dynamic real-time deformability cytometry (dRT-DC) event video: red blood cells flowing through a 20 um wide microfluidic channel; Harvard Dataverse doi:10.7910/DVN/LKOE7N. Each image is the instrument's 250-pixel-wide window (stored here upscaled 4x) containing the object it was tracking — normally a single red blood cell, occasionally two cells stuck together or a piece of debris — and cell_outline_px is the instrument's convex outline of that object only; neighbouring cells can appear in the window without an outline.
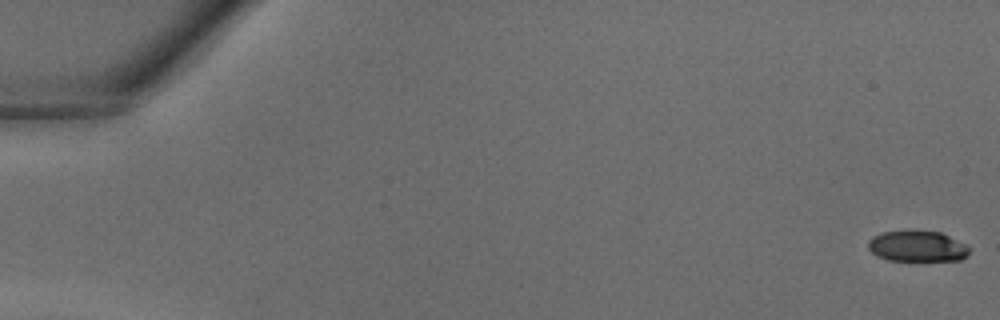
{"species": "common noctule bat (a hibernating species)", "species_latin": "Nyctalus noctula", "temperature_condition": "warm", "stored_images_in_passage": 40, "camera_frame_rate_fps": 3000, "um_per_image_px": 0.085, "animal": {"sex": "male", "body_mass_g": 18.8}, "frame": {"image": 1, "passage_image": 1, "time_ms": 0.0, "image_size_px": [1000, 320], "cell_outline_px": [[968, 252], [960, 260], [888, 260], [876, 256], [868, 248], [868, 240], [872, 236], [880, 232], [916, 228], [940, 232], [968, 244]], "centroid_in_image_um": [77.92, 20.88], "position_along_channel_um": 7.1, "area_um2": 18.73}}
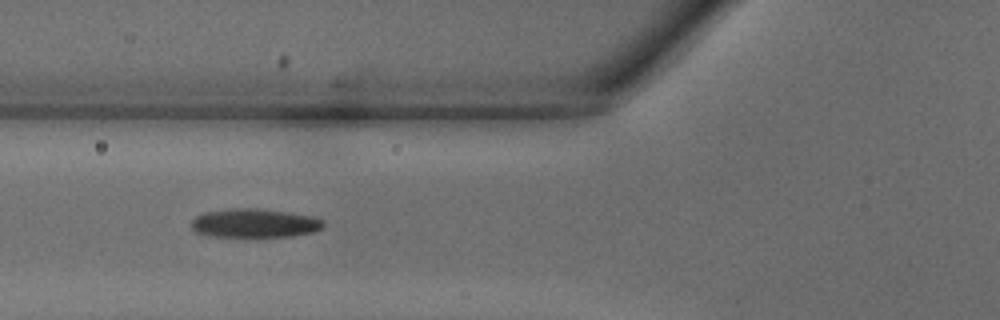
{"frame": {"image": 2, "passage_image": 16, "time_ms": 5.0, "image_size_px": [1000, 320], "cell_outline_px": [[324, 228], [316, 232], [292, 236], [208, 236], [196, 232], [192, 228], [192, 220], [196, 216], [204, 212], [232, 208], [256, 208], [312, 216], [324, 220]], "centroid_in_image_um": [21.66, 18.97], "position_along_channel_um": 104.1, "area_um2": 22.14}}
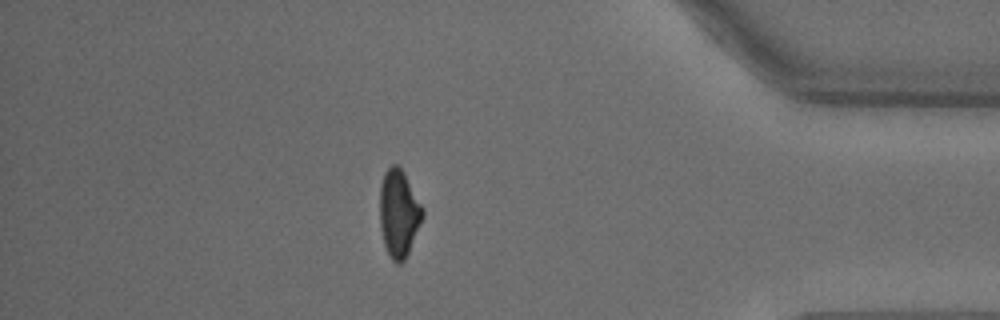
{"frame": {"image": 3, "passage_image": 35, "time_ms": 11.333, "image_size_px": [1000, 320], "cell_outline_px": [[424, 216], [408, 252], [404, 260], [400, 264], [396, 264], [392, 260], [384, 244], [380, 228], [380, 184], [384, 172], [392, 164], [396, 164], [404, 172], [424, 208]], "centroid_in_image_um": [33.9, 18.11], "position_along_channel_um": 401.3, "area_um2": 21.85}}